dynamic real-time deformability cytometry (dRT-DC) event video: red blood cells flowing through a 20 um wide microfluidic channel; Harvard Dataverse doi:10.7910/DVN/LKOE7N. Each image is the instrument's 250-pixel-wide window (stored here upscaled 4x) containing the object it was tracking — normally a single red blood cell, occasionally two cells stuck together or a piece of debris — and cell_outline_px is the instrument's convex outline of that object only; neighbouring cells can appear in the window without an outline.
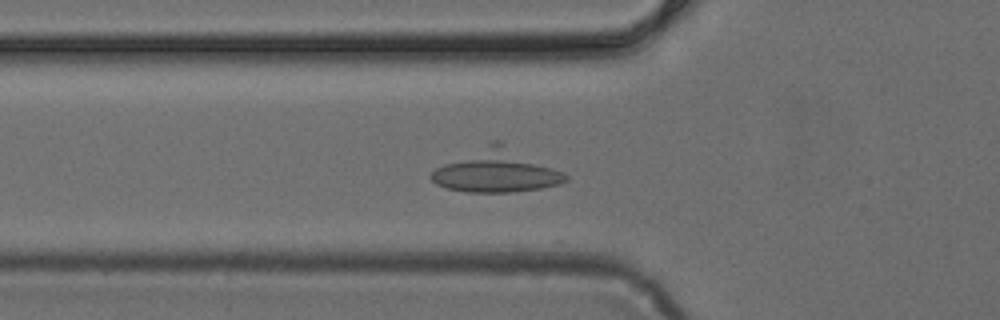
{"species": "common noctule bat (a hibernating species)", "species_latin": "Nyctalus noctula", "temperature_condition": "cold", "stored_images_in_passage": 47, "camera_frame_rate_fps": 3000, "um_per_image_px": 0.085, "animal": {"sex": "female", "body_mass_g": 24.6, "forearm_length_mm": 56.2}, "frame": {"image": 1, "passage_image": 14, "time_ms": 4.333, "image_size_px": [1000, 320], "cell_outline_px": [[568, 180], [560, 184], [540, 188], [512, 192], [468, 192], [448, 188], [436, 184], [428, 176], [436, 168], [492, 140], [500, 140], [564, 172], [568, 176]], "centroid_in_image_um": [42.23, 14.52], "position_along_channel_um": 83.6, "area_um2": 33.35}}
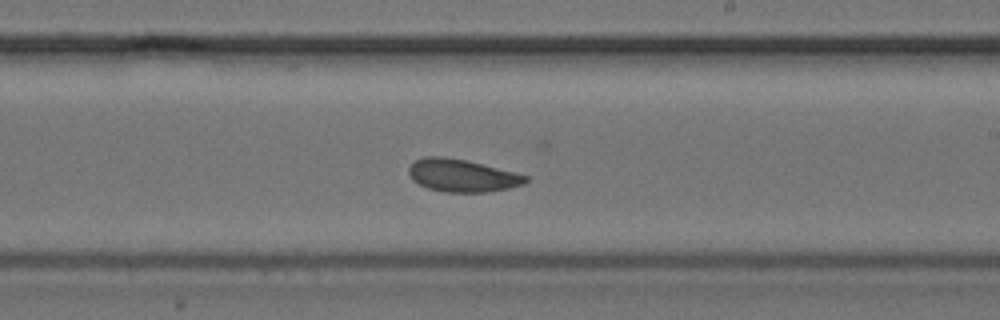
{"frame": {"image": 2, "passage_image": 26, "time_ms": 8.333, "image_size_px": [1000, 320], "cell_outline_px": [[528, 180], [524, 184], [508, 188], [484, 192], [444, 192], [428, 188], [412, 180], [408, 172], [408, 168], [416, 160], [424, 156], [444, 156], [464, 160], [528, 176]], "centroid_in_image_um": [39.23, 14.92], "position_along_channel_um": 249.8, "area_um2": 21.85}}
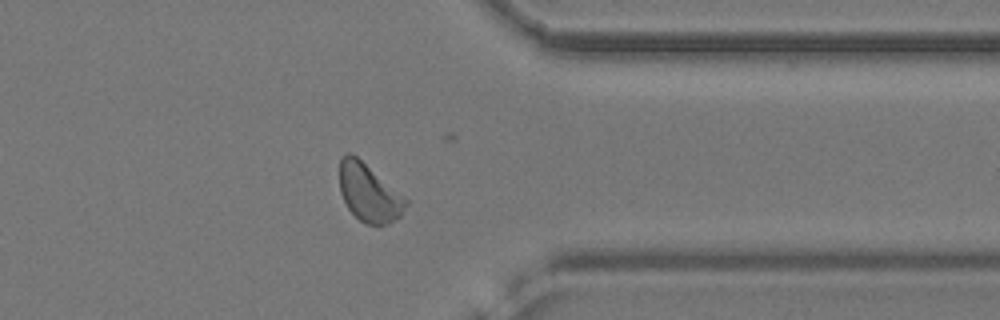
{"frame": {"image": 3, "passage_image": 36, "time_ms": 11.667, "image_size_px": [1000, 320], "cell_outline_px": [[408, 204], [400, 216], [388, 224], [364, 224], [348, 208], [340, 192], [340, 160], [348, 152], [352, 152], [404, 196], [408, 200]], "centroid_in_image_um": [31.36, 16.39], "position_along_channel_um": 380.0, "area_um2": 22.08}}